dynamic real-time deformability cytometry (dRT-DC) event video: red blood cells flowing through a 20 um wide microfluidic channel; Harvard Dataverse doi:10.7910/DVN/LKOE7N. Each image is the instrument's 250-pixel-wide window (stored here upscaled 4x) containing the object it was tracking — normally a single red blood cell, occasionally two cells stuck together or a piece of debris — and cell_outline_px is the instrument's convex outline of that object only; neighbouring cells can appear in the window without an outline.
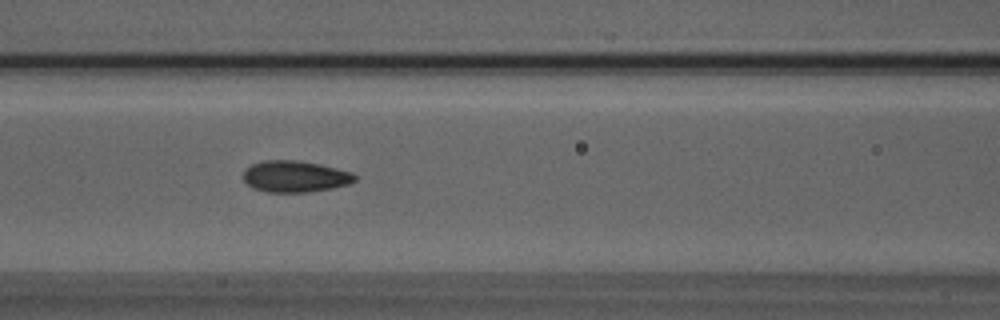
{"species": "Egyptian fruit bat (a non-hibernating species)", "species_latin": "Rousettus aegyptiacus", "temperature_condition": "room temperature", "stored_images_in_passage": 45, "camera_frame_rate_fps": 3000, "um_per_image_px": 0.085, "animal": {"sex": "male"}, "frame": {"image": 1, "passage_image": 22, "time_ms": 7.0, "image_size_px": [1000, 320], "cell_outline_px": [[356, 180], [348, 184], [332, 188], [308, 192], [268, 192], [252, 188], [244, 180], [244, 172], [252, 164], [264, 160], [296, 160], [320, 164], [352, 172], [356, 176]], "centroid_in_image_um": [25.09, 15.0], "position_along_channel_um": 141.5, "area_um2": 20.35}}
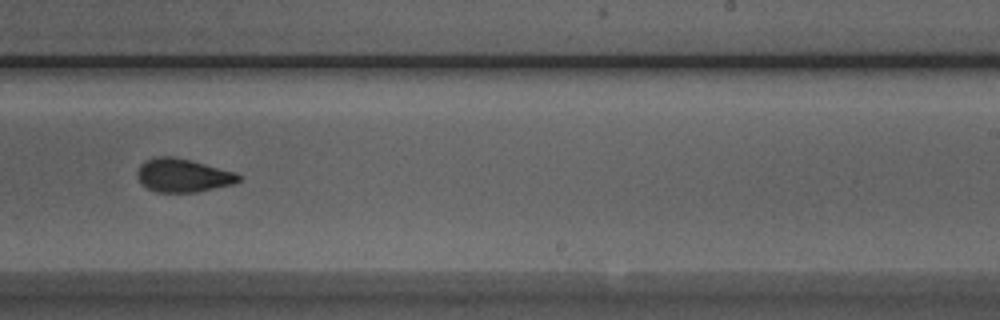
{"frame": {"image": 2, "passage_image": 32, "time_ms": 10.333, "image_size_px": [1000, 320], "cell_outline_px": [[240, 180], [232, 184], [196, 192], [156, 192], [140, 184], [136, 176], [136, 172], [140, 164], [144, 160], [156, 156], [172, 156], [192, 160], [236, 172], [240, 176]], "centroid_in_image_um": [15.5, 14.89], "position_along_channel_um": 273.5, "area_um2": 19.94}}
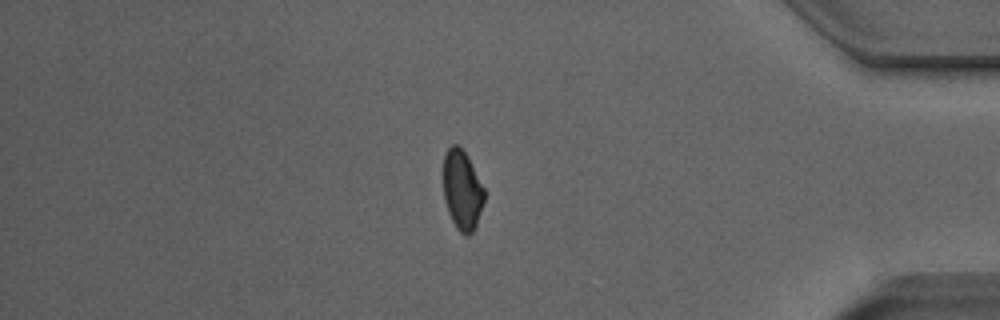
{"frame": {"image": 3, "passage_image": 44, "time_ms": 14.333, "image_size_px": [1000, 320], "cell_outline_px": [[484, 200], [476, 224], [472, 232], [468, 236], [464, 236], [456, 228], [448, 212], [444, 200], [444, 152], [452, 144], [460, 144], [468, 156], [484, 188]], "centroid_in_image_um": [39.27, 16.12], "position_along_channel_um": 395.9, "area_um2": 19.07}}